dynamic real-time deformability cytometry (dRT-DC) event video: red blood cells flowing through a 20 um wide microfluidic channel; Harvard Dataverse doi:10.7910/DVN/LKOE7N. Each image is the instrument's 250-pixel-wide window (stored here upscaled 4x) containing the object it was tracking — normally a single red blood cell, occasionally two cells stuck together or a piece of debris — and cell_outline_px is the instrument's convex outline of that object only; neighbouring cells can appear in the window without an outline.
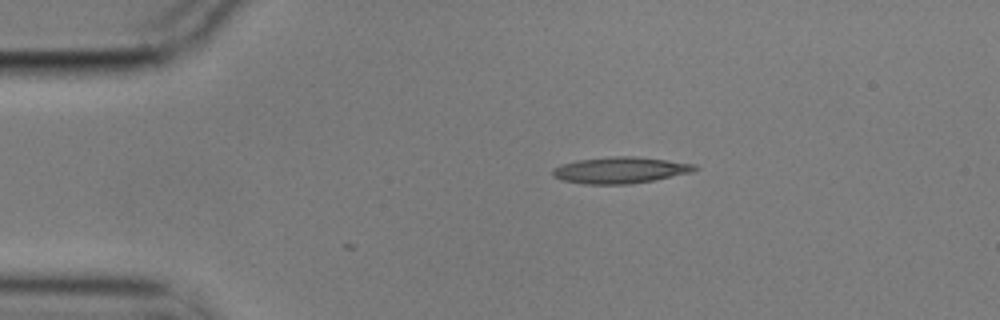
{"species": "common noctule bat (a hibernating species)", "species_latin": "Nyctalus noctula", "temperature_condition": "cold", "stored_images_in_passage": 2, "camera_frame_rate_fps": 3000, "um_per_image_px": 0.085, "animal": {"sex": "male", "body_mass_g": 17.9}, "frame": {"image": 1, "passage_image": 2, "time_ms": 0.333, "image_size_px": [1000, 320], "cell_outline_px": [[700, 168], [692, 172], [652, 180], [628, 184], [584, 184], [560, 180], [552, 176], [552, 168], [560, 164], [576, 160], [616, 156], [636, 156], [668, 160], [696, 164]], "centroid_in_image_um": [52.69, 14.45], "position_along_channel_um": 32.3, "area_um2": 21.96}}